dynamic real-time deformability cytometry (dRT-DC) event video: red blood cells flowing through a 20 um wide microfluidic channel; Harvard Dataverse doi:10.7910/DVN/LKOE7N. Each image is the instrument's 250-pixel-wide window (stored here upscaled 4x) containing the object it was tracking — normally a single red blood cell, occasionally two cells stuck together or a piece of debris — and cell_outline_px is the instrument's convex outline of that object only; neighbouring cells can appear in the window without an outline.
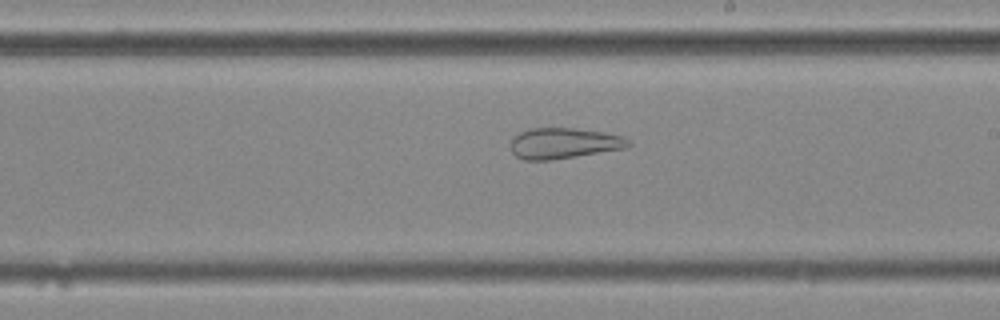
{"species": "common noctule bat (a hibernating species)", "species_latin": "Nyctalus noctula", "temperature_condition": "cold", "stored_images_in_passage": 55, "camera_frame_rate_fps": 3000, "um_per_image_px": 0.085, "animal": {"sex": "female", "body_mass_g": 25.1}, "frame": {"image": 1, "passage_image": 32, "time_ms": 10.333, "image_size_px": [1000, 320], "cell_outline_px": [[632, 144], [628, 148], [552, 160], [524, 160], [516, 156], [512, 152], [512, 136], [520, 132], [532, 128], [572, 128], [604, 132], [624, 136]], "centroid_in_image_um": [47.95, 12.18], "position_along_channel_um": 241.0, "area_um2": 21.21}}